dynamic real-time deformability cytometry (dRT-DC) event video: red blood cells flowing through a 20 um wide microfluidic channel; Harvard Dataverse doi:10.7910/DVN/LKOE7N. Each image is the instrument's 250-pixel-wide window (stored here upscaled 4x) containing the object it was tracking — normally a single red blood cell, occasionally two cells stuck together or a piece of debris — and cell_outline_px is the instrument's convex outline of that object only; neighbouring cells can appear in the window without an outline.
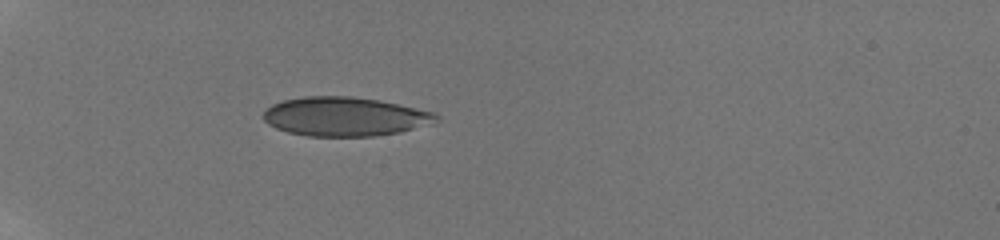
{"species": "human", "species_latin": "Homo sapiens", "temperature_condition": "room temperature", "stored_images_in_passage": 37, "camera_frame_rate_fps": 3000, "um_per_image_px": 0.085, "donor": {"sex": "male"}, "frame": {"image": 1, "passage_image": 4, "time_ms": 2.333, "image_size_px": [1000, 240], "cell_outline_px": [[440, 116], [412, 128], [400, 132], [372, 136], [308, 136], [288, 132], [276, 128], [268, 124], [264, 120], [264, 112], [272, 104], [284, 100], [304, 96], [352, 96], [380, 100], [436, 112]], "centroid_in_image_um": [29.24, 9.89], "position_along_channel_um": 55.8, "area_um2": 38.84}}
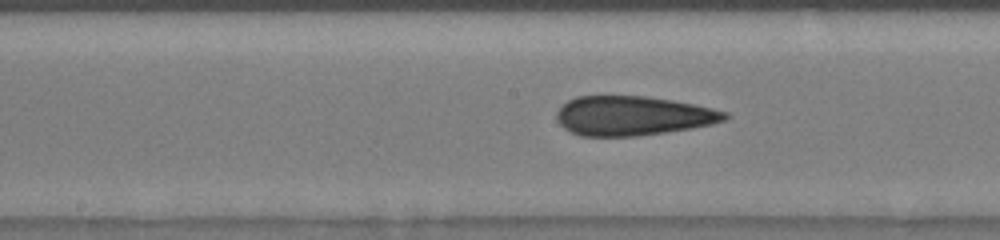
{"frame": {"image": 2, "passage_image": 15, "time_ms": 6.667, "image_size_px": [1000, 240], "cell_outline_px": [[732, 116], [724, 120], [712, 124], [692, 128], [636, 136], [580, 136], [564, 128], [556, 120], [556, 112], [568, 100], [576, 96], [644, 96], [672, 100], [712, 108], [728, 112]], "centroid_in_image_um": [53.79, 9.84], "position_along_channel_um": 194.4, "area_um2": 38.55}}
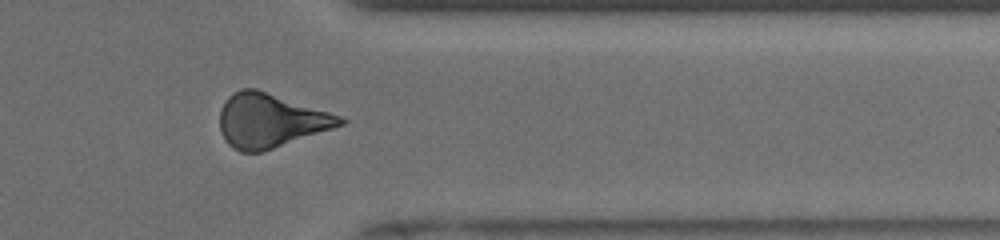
{"frame": {"image": 3, "passage_image": 31, "time_ms": 11.667, "image_size_px": [1000, 240], "cell_outline_px": [[348, 120], [344, 124], [260, 152], [240, 152], [232, 148], [224, 140], [220, 132], [220, 108], [224, 100], [232, 92], [240, 88], [256, 88], [340, 116]], "centroid_in_image_um": [22.9, 10.23], "position_along_channel_um": 388.5, "area_um2": 37.51}, "authors_computed_cell_mechanics": {"area_um2": 37.859, "velocity_mm_per_s": 3.925, "shape_relaxation_time_tau1_ms": null, "shape_relaxation_time_tau2_ms": 2.438, "deformation_change_tau1": null, "deformation_change_tau2": 0.1057}}